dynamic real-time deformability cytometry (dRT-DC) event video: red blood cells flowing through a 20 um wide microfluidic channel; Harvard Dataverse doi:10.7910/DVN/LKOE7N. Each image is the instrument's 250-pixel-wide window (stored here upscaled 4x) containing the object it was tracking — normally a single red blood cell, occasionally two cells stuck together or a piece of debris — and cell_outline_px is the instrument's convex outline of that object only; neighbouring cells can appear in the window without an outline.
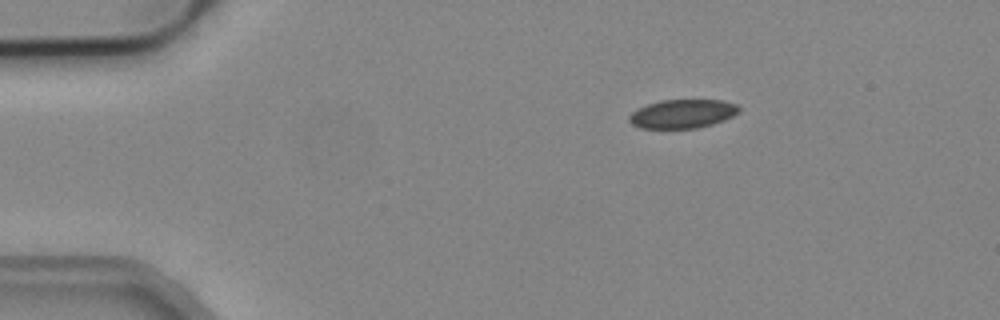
{"species": "common noctule bat (a hibernating species)", "species_latin": "Nyctalus noctula", "temperature_condition": "cold", "stored_images_in_passage": 3, "camera_frame_rate_fps": 3000, "um_per_image_px": 0.085, "animal": {"sex": "male", "body_mass_g": 19.2, "forearm_length_mm": 51.8}, "frame": {"image": 1, "passage_image": 1, "time_ms": 0.0, "image_size_px": [1000, 320], "cell_outline_px": [[740, 112], [724, 120], [712, 124], [696, 128], [640, 128], [632, 124], [628, 120], [628, 116], [632, 112], [648, 104], [660, 100], [724, 100], [736, 104], [740, 108]], "centroid_in_image_um": [58.03, 9.67], "position_along_channel_um": 27.0, "area_um2": 18.38}}
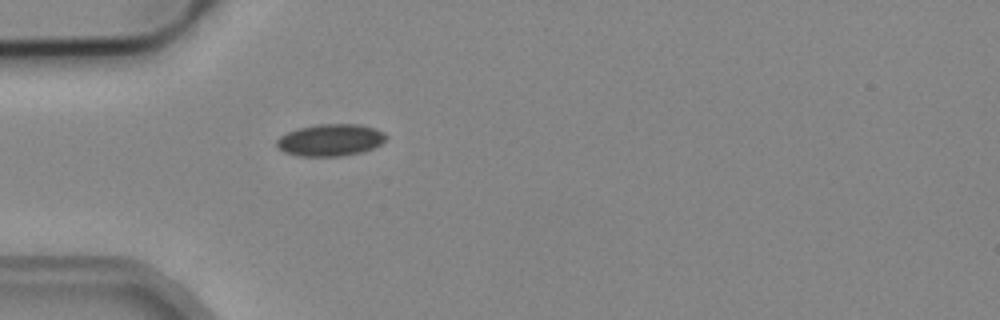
{"frame": {"image": 2, "passage_image": 3, "time_ms": 0.667, "image_size_px": [1000, 320], "cell_outline_px": [[388, 136], [380, 144], [372, 148], [360, 152], [340, 156], [300, 156], [284, 152], [276, 148], [276, 140], [280, 136], [288, 132], [300, 128], [320, 124], [356, 124], [372, 128], [384, 132]], "centroid_in_image_um": [28.05, 11.91], "position_along_channel_um": 57.0, "area_um2": 20.17}}